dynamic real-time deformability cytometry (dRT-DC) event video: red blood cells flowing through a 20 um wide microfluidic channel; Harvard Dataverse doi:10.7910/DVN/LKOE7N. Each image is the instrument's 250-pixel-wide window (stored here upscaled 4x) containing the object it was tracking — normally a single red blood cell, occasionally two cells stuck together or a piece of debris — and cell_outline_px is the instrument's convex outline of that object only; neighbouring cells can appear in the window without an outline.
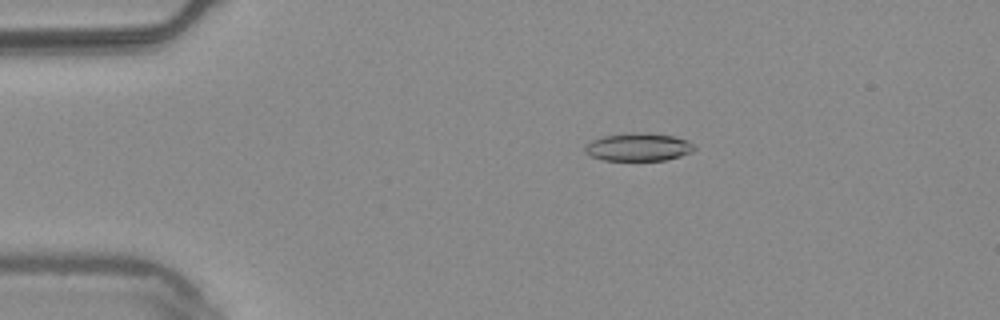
{"species": "common noctule bat (a hibernating species)", "species_latin": "Nyctalus noctula", "temperature_condition": "warm", "stored_images_in_passage": 14, "camera_frame_rate_fps": 3000, "um_per_image_px": 0.085, "animal": {"sex": "male", "body_mass_g": 20.4}, "frame": {"image": 1, "passage_image": 5, "time_ms": 1.333, "image_size_px": [1000, 320], "cell_outline_px": [[696, 148], [692, 152], [680, 156], [664, 160], [604, 160], [588, 156], [584, 152], [584, 144], [592, 140], [604, 136], [632, 132], [636, 132], [672, 136], [688, 140]], "centroid_in_image_um": [54.21, 12.5], "position_along_channel_um": 30.8, "area_um2": 17.8}}
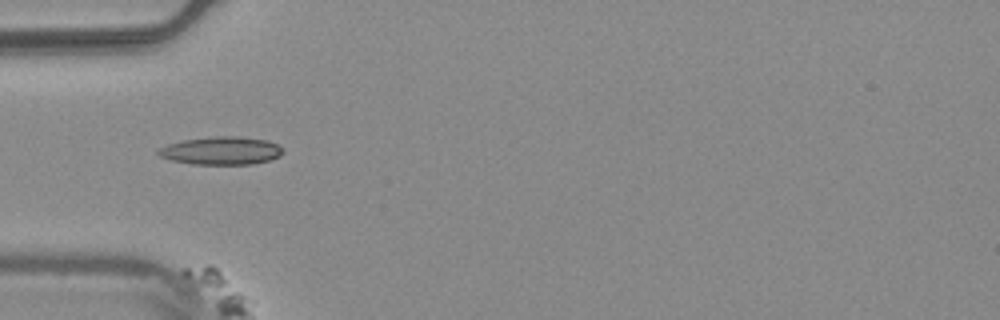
{"frame": {"image": 2, "passage_image": 12, "time_ms": 3.667, "image_size_px": [1000, 320], "cell_outline_px": [[284, 152], [280, 156], [268, 160], [252, 164], [192, 164], [172, 160], [160, 156], [156, 152], [156, 148], [168, 144], [184, 140], [216, 136], [236, 136], [264, 140], [276, 144], [284, 148]], "centroid_in_image_um": [18.79, 12.81], "position_along_channel_um": 66.2, "area_um2": 20.23}}